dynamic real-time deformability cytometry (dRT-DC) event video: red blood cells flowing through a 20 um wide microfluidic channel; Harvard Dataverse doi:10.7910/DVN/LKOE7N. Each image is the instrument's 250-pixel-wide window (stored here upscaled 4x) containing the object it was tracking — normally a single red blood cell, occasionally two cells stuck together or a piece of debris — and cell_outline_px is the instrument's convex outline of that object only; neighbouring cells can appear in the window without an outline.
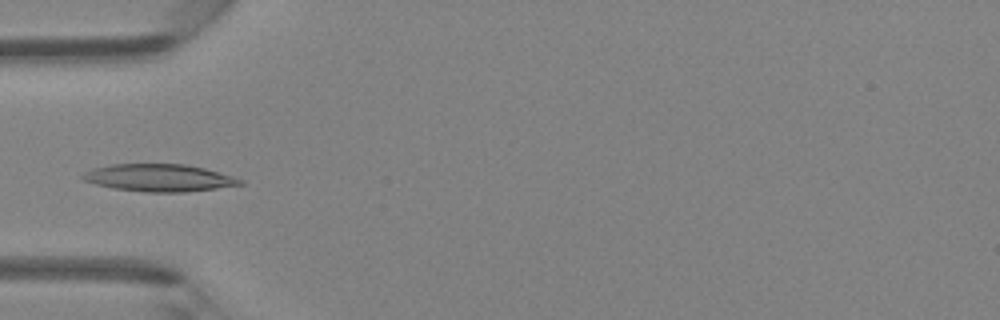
{"species": "Egyptian fruit bat (a non-hibernating species)", "species_latin": "Rousettus aegyptiacus", "temperature_condition": "room temperature", "stored_images_in_passage": 32, "camera_frame_rate_fps": 3000, "um_per_image_px": 0.085, "animal": {"sex": "female"}, "frame": {"image": 1, "passage_image": 1, "time_ms": 0.0, "image_size_px": [1000, 320], "cell_outline_px": [[244, 184], [216, 188], [184, 192], [144, 192], [112, 188], [96, 184], [84, 180], [80, 176], [84, 172], [92, 168], [112, 164], [184, 164], [204, 168], [232, 176], [244, 180]], "centroid_in_image_um": [13.5, 15.11], "position_along_channel_um": 71.5, "area_um2": 25.03}}
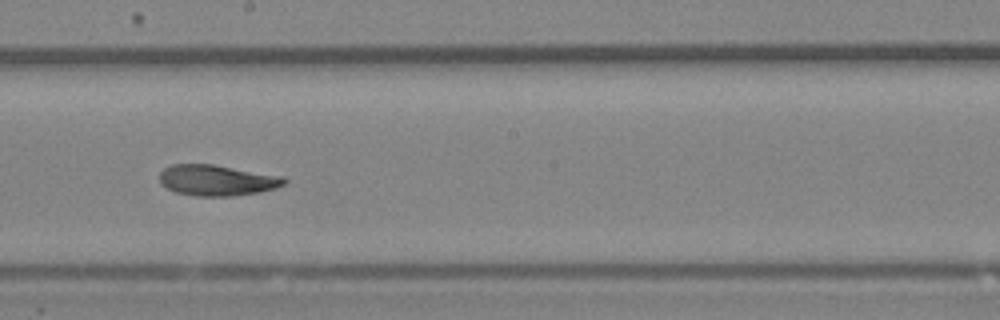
{"frame": {"image": 2, "passage_image": 12, "time_ms": 3.667, "image_size_px": [1000, 320], "cell_outline_px": [[288, 180], [284, 184], [276, 188], [260, 192], [232, 196], [196, 196], [176, 192], [160, 184], [160, 172], [164, 168], [172, 164], [212, 164], [284, 176]], "centroid_in_image_um": [18.46, 15.32], "position_along_channel_um": 229.7, "area_um2": 22.48}}
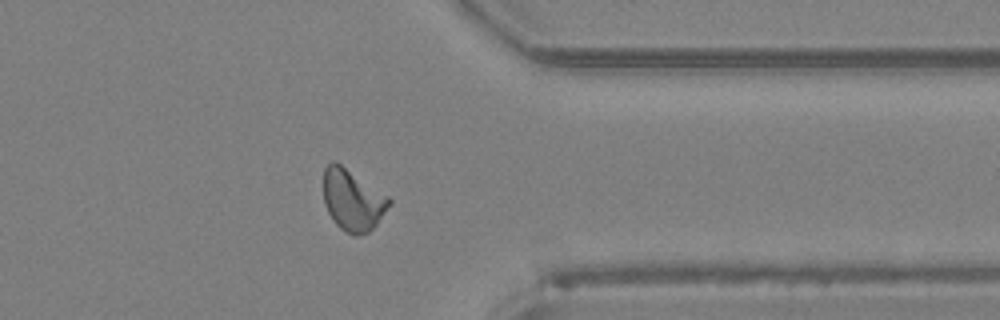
{"frame": {"image": 3, "passage_image": 23, "time_ms": 7.333, "image_size_px": [1000, 320], "cell_outline_px": [[392, 204], [376, 224], [368, 232], [360, 236], [352, 236], [340, 228], [332, 220], [324, 204], [324, 168], [332, 160], [336, 160], [388, 196], [392, 200]], "centroid_in_image_um": [29.97, 17.0], "position_along_channel_um": 381.4, "area_um2": 23.7}}